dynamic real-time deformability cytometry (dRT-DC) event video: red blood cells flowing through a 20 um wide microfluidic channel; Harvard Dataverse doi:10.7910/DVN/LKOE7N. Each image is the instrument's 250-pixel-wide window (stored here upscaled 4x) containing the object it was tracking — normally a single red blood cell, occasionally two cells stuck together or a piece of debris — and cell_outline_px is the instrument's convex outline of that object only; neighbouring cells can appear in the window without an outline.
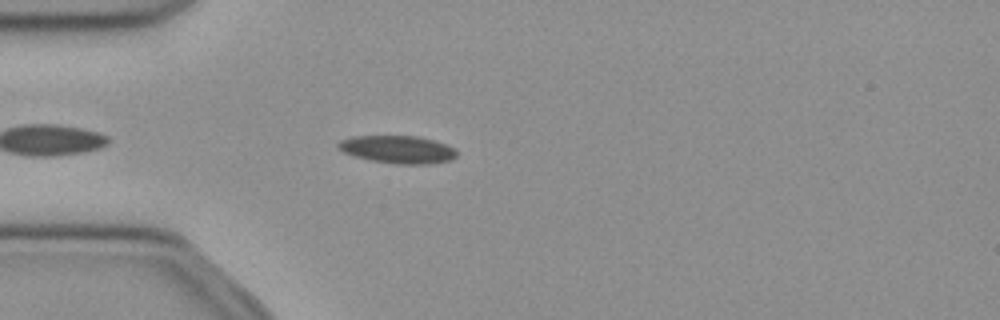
{"species": "common noctule bat (a hibernating species)", "species_latin": "Nyctalus noctula", "temperature_condition": "cold", "stored_images_in_passage": 43, "camera_frame_rate_fps": 3000, "um_per_image_px": 0.085, "animal": {"sex": "female", "body_mass_g": 21.9}, "frame": {"image": 1, "passage_image": 5, "time_ms": 1.333, "image_size_px": [1000, 320], "cell_outline_px": [[456, 156], [448, 160], [428, 164], [396, 164], [372, 160], [356, 156], [344, 152], [336, 148], [336, 144], [340, 140], [352, 136], [420, 136], [436, 140], [448, 144], [456, 148]], "centroid_in_image_um": [33.82, 12.68], "position_along_channel_um": 51.2, "area_um2": 19.25}}
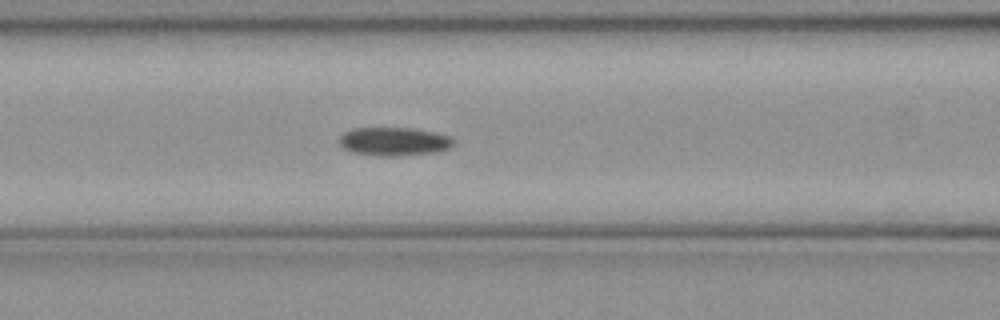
{"frame": {"image": 2, "passage_image": 12, "time_ms": 3.667, "image_size_px": [1000, 320], "cell_outline_px": [[452, 144], [448, 148], [436, 152], [400, 156], [380, 156], [352, 152], [344, 148], [336, 140], [344, 132], [352, 128], [416, 128], [448, 136], [452, 140]], "centroid_in_image_um": [33.42, 12.02], "position_along_channel_um": 133.2, "area_um2": 18.9}}
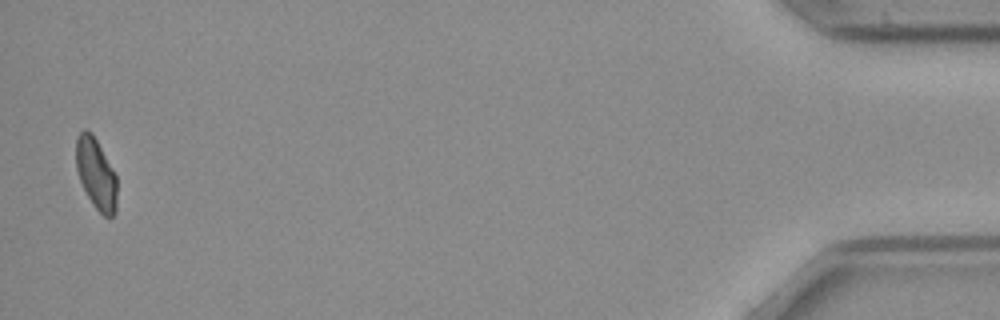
{"frame": {"image": 3, "passage_image": 42, "time_ms": 13.667, "image_size_px": [1000, 320], "cell_outline_px": [[116, 212], [112, 216], [104, 216], [96, 208], [88, 196], [80, 180], [76, 168], [76, 136], [84, 128], [92, 132], [112, 168], [116, 176]], "centroid_in_image_um": [8.15, 14.73], "position_along_channel_um": 427.0, "area_um2": 16.7}, "authors_computed_cell_mechanics": {"area_um2": 18.4382, "velocity_mm_per_s": 3.8966, "shape_relaxation_time_tau1_ms": 4.7104, "shape_relaxation_time_tau2_ms": 3.8005, "deformation_change_tau1": 0.0993, "deformation_change_tau2": 0.1002}}